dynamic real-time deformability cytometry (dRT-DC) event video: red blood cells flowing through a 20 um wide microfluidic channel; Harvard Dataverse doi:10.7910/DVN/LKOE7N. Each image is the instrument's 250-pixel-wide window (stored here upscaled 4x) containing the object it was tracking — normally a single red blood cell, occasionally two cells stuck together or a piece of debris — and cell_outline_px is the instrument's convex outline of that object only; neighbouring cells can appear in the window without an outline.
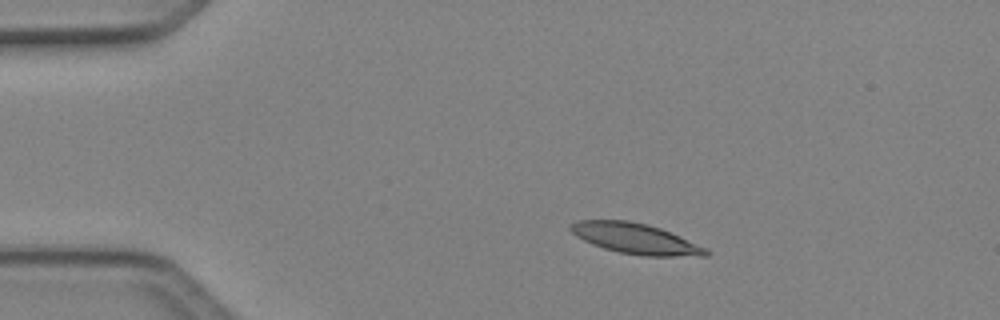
{"species": "Egyptian fruit bat (a non-hibernating species)", "species_latin": "Rousettus aegyptiacus", "temperature_condition": "cold", "stored_images_in_passage": 5, "camera_frame_rate_fps": 3000, "um_per_image_px": 0.085, "animal": {"sex": "female"}, "frame": {"image": 1, "passage_image": 2, "time_ms": 0.333, "image_size_px": [1000, 320], "cell_outline_px": [[712, 252], [708, 256], [644, 256], [620, 252], [604, 248], [592, 244], [576, 236], [568, 228], [568, 224], [576, 220], [628, 220], [648, 224], [660, 228], [680, 236]], "centroid_in_image_um": [53.98, 20.27], "position_along_channel_um": 31.0, "area_um2": 24.04}}
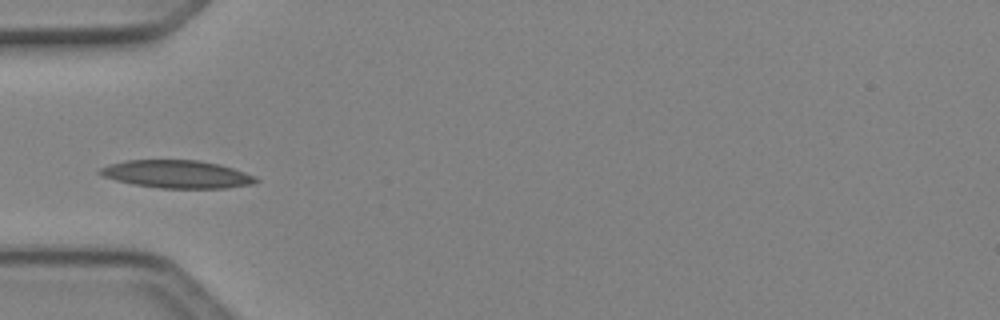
{"frame": {"image": 2, "passage_image": 4, "time_ms": 1.0, "image_size_px": [1000, 320], "cell_outline_px": [[260, 180], [252, 184], [228, 188], [160, 188], [132, 184], [116, 180], [104, 176], [96, 172], [100, 168], [108, 164], [124, 160], [200, 160], [220, 164], [256, 176]], "centroid_in_image_um": [15.04, 14.8], "position_along_channel_um": 70.0, "area_um2": 25.43}}
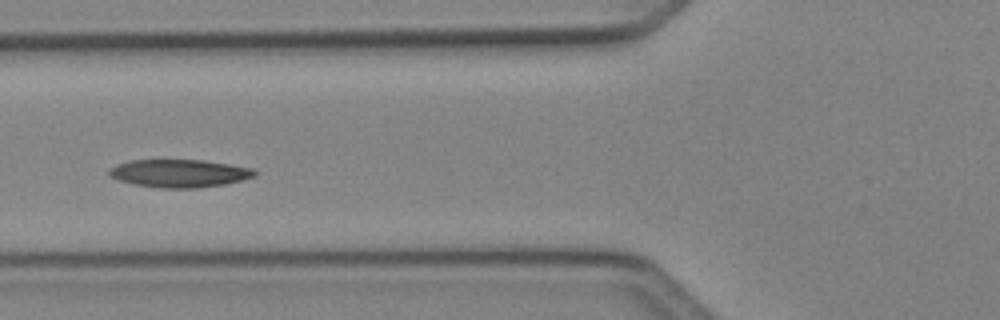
{"frame": {"image": 3, "passage_image": 5, "time_ms": 1.333, "image_size_px": [1000, 320], "cell_outline_px": [[256, 176], [224, 184], [196, 188], [160, 188], [132, 184], [108, 176], [108, 172], [116, 164], [132, 160], [204, 160], [252, 168], [256, 172]], "centroid_in_image_um": [15.22, 14.73], "position_along_channel_um": 110.6, "area_um2": 23.52}}